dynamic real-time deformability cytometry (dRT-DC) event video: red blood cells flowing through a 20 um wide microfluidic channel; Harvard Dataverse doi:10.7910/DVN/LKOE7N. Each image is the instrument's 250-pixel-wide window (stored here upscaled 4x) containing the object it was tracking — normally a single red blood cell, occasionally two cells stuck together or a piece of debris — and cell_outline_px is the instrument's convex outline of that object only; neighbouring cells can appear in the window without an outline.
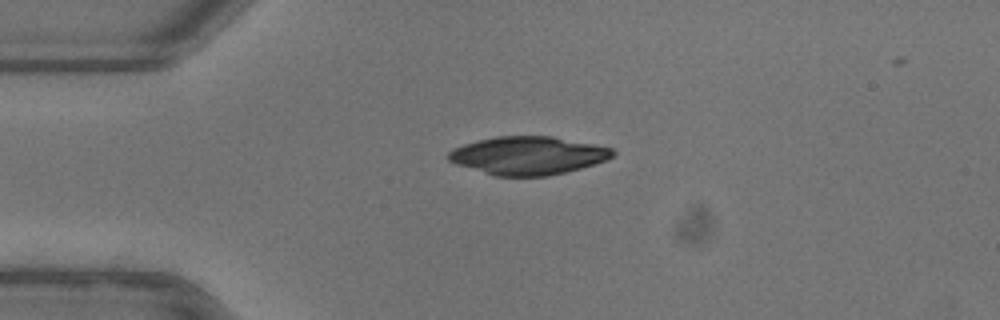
{"species": "common noctule bat (a hibernating species)", "species_latin": "Nyctalus noctula", "temperature_condition": "warm", "stored_images_in_passage": 33, "camera_frame_rate_fps": 3000, "um_per_image_px": 0.085, "animal": {"sex": "female"}, "frame": {"image": 1, "passage_image": 1, "time_ms": 0.0, "image_size_px": [1000, 320], "cell_outline_px": [[616, 152], [612, 156], [604, 160], [580, 168], [548, 176], [492, 176], [456, 164], [448, 160], [448, 152], [452, 148], [476, 140], [496, 136], [552, 136], [612, 148]], "centroid_in_image_um": [44.82, 13.22], "position_along_channel_um": 40.2, "area_um2": 36.41}}